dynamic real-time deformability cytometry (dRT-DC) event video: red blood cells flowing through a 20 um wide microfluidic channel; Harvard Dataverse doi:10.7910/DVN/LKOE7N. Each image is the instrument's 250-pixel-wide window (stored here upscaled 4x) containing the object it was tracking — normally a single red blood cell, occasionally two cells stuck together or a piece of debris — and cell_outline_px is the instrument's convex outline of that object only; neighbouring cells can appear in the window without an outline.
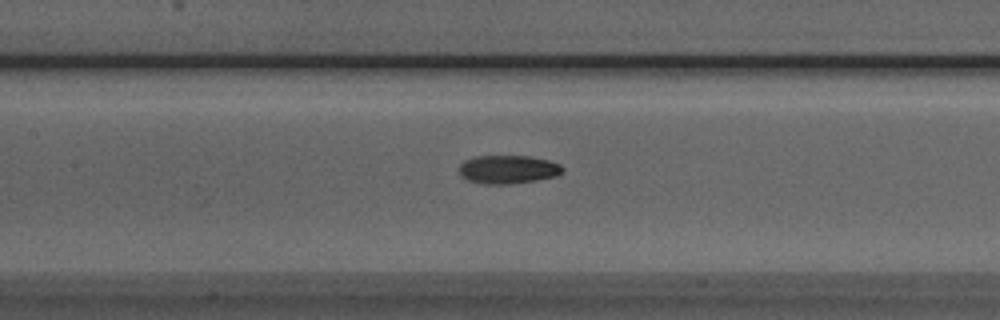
{"species": "Egyptian fruit bat (a non-hibernating species)", "species_latin": "Rousettus aegyptiacus", "temperature_condition": "room temperature", "stored_images_in_passage": 41, "camera_frame_rate_fps": 3000, "um_per_image_px": 0.085, "animal": {"sex": "male"}, "frame": {"image": 1, "passage_image": 22, "time_ms": 7.0, "image_size_px": [1000, 320], "cell_outline_px": [[564, 168], [556, 176], [536, 180], [508, 184], [484, 184], [468, 180], [460, 176], [460, 164], [464, 160], [472, 156], [528, 156], [548, 160], [560, 164]], "centroid_in_image_um": [43.15, 14.39], "position_along_channel_um": 164.3, "area_um2": 17.11}}
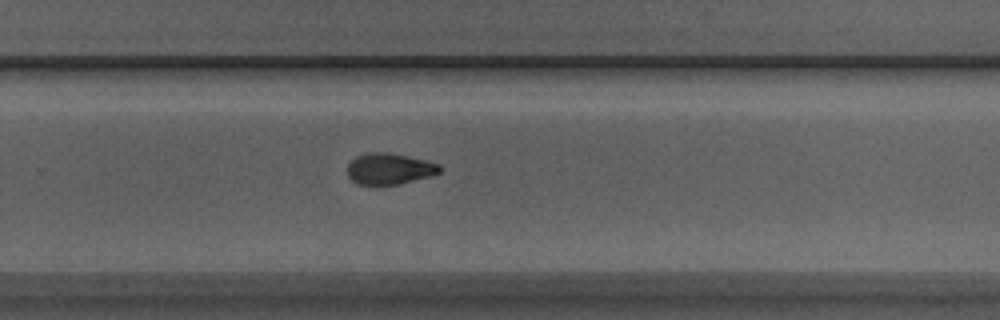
{"frame": {"image": 2, "passage_image": 32, "time_ms": 10.333, "image_size_px": [1000, 320], "cell_outline_px": [[440, 172], [432, 176], [400, 184], [356, 184], [348, 176], [348, 164], [356, 156], [372, 152], [388, 152], [408, 156], [440, 164]], "centroid_in_image_um": [33.11, 14.35], "position_along_channel_um": 296.7, "area_um2": 16.7}}
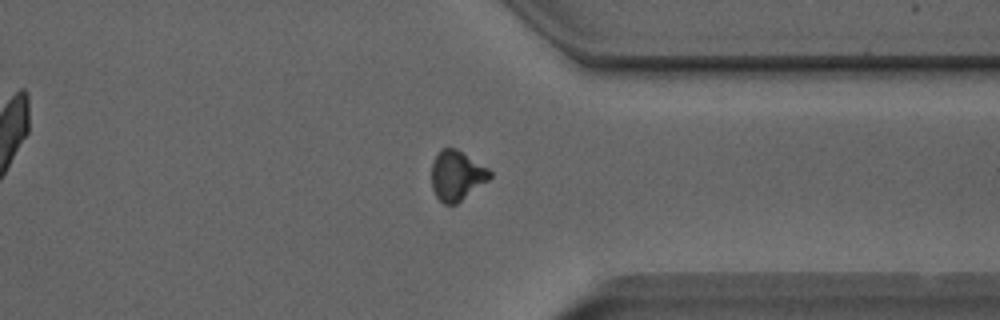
{"frame": {"image": 3, "passage_image": 38, "time_ms": 12.333, "image_size_px": [1000, 320], "cell_outline_px": [[492, 176], [488, 180], [456, 204], [444, 204], [436, 196], [432, 188], [432, 160], [440, 148], [456, 148], [488, 168], [492, 172]], "centroid_in_image_um": [38.81, 14.9], "position_along_channel_um": 372.6, "area_um2": 16.88}}